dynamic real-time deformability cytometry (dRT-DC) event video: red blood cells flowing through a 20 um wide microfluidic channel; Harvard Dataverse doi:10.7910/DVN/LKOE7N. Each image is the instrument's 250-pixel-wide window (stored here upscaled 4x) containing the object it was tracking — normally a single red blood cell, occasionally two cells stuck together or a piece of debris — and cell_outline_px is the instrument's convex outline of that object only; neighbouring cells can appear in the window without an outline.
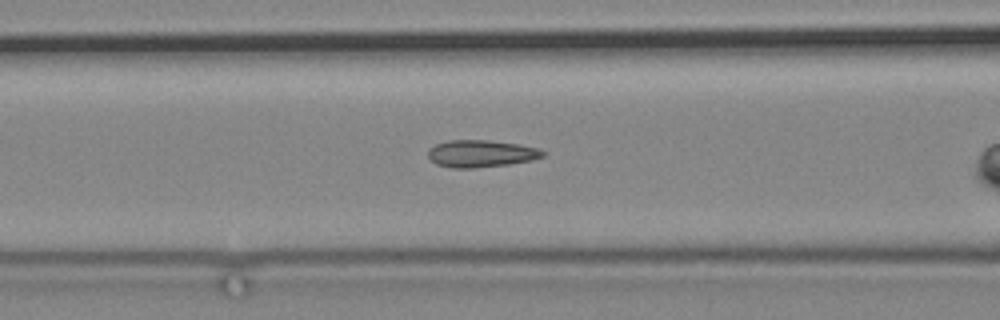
{"species": "common noctule bat (a hibernating species)", "species_latin": "Nyctalus noctula", "temperature_condition": "cold", "stored_images_in_passage": 12, "camera_frame_rate_fps": 3000, "um_per_image_px": 0.085, "animal": {"sex": "male", "body_mass_g": 19.2, "forearm_length_mm": 51.8}, "frame": {"image": 1, "passage_image": 12, "time_ms": 14.667, "image_size_px": [1000, 320], "cell_outline_px": [[548, 152], [544, 156], [532, 160], [508, 164], [472, 168], [452, 168], [436, 164], [428, 156], [428, 148], [436, 144], [448, 140], [488, 140], [520, 144], [540, 148]], "centroid_in_image_um": [40.92, 13.05], "position_along_channel_um": 125.7, "area_um2": 18.32}}